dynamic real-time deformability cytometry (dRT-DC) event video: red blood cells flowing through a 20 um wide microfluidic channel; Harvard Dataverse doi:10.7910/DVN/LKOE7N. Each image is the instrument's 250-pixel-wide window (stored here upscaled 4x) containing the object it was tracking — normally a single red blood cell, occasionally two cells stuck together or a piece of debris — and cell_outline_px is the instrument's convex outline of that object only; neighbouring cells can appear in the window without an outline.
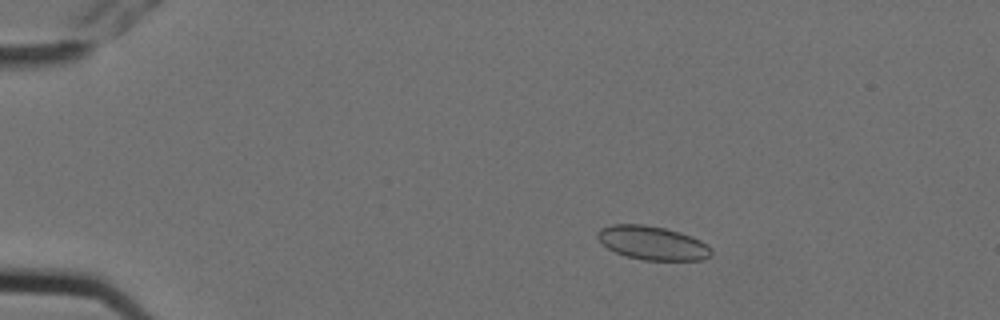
{"species": "Egyptian fruit bat (a non-hibernating species)", "species_latin": "Rousettus aegyptiacus", "temperature_condition": "cold", "stored_images_in_passage": 7, "camera_frame_rate_fps": 3000, "um_per_image_px": 0.085, "animal": {"sex": "female"}, "frame": {"image": 1, "passage_image": 4, "time_ms": 1.0, "image_size_px": [1000, 320], "cell_outline_px": [[712, 256], [704, 260], [644, 260], [624, 256], [608, 248], [596, 236], [596, 232], [600, 228], [612, 224], [644, 224], [664, 228], [680, 232], [692, 236], [708, 244], [712, 248]], "centroid_in_image_um": [55.49, 20.65], "position_along_channel_um": 29.5, "area_um2": 22.6}}
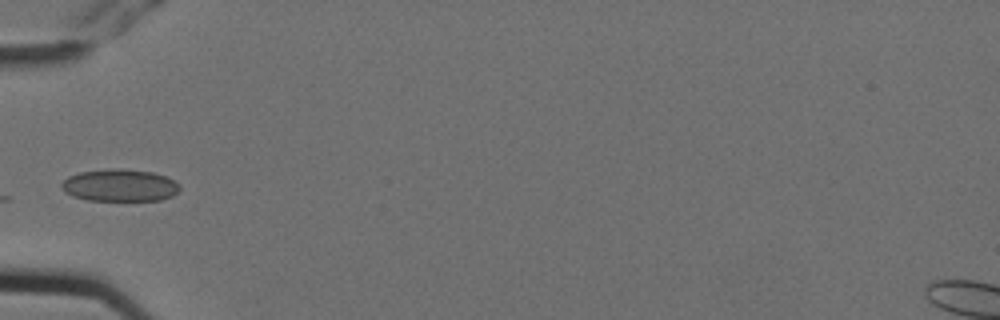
{"frame": {"image": 2, "passage_image": 7, "time_ms": 2.0, "image_size_px": [1000, 320], "cell_outline_px": [[180, 188], [172, 196], [160, 200], [88, 200], [72, 196], [64, 192], [60, 184], [68, 176], [80, 172], [112, 168], [120, 168], [152, 172], [164, 176], [180, 184]], "centroid_in_image_um": [10.15, 15.75], "position_along_channel_um": 74.8, "area_um2": 22.14}}